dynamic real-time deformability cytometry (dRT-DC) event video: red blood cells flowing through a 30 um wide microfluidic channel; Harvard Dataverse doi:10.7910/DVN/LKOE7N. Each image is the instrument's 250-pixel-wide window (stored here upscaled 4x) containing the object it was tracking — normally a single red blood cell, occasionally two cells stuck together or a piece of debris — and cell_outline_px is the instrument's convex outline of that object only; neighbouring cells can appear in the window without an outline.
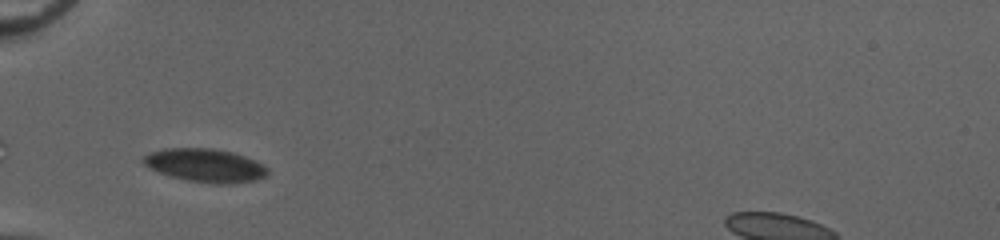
{"species": "common noctule bat (a hibernating species)", "species_latin": "Nyctalus noctula", "temperature_condition": "cold", "stored_images_in_passage": 29, "camera_frame_rate_fps": 3000, "um_per_image_px": 0.085, "animal": {"sex": "female", "body_mass_g": 20.0, "forearm_length_mm": 54.0}, "frame": {"image": 1, "passage_image": 1, "time_ms": 0.0, "image_size_px": [1000, 240], "cell_outline_px": [[268, 172], [264, 176], [252, 180], [224, 184], [216, 184], [188, 180], [172, 176], [160, 172], [144, 164], [140, 160], [148, 152], [164, 148], [212, 148], [232, 152], [244, 156], [268, 168]], "centroid_in_image_um": [17.39, 14.04], "position_along_channel_um": 67.6, "area_um2": 23.7}}
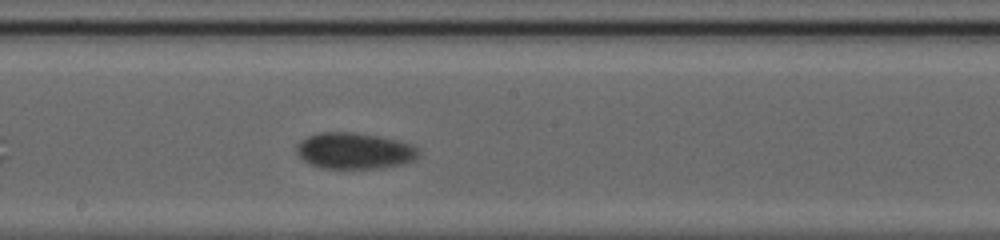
{"frame": {"image": 2, "passage_image": 14, "time_ms": 4.333, "image_size_px": [1000, 240], "cell_outline_px": [[420, 156], [416, 160], [404, 164], [376, 168], [320, 168], [304, 160], [296, 152], [296, 144], [300, 140], [308, 136], [320, 132], [352, 132], [376, 136], [396, 140], [412, 144], [420, 152]], "centroid_in_image_um": [30.14, 12.82], "position_along_channel_um": 218.1, "area_um2": 25.78}}
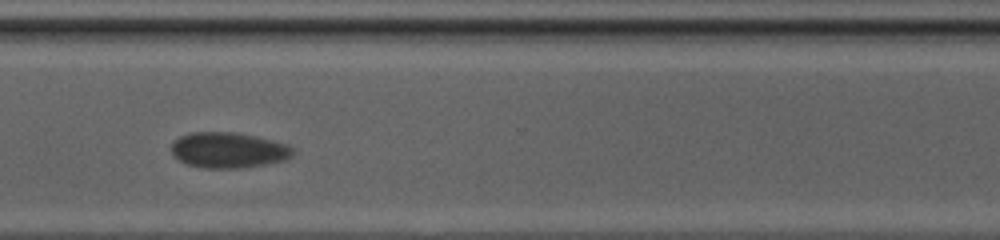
{"frame": {"image": 3, "passage_image": 25, "time_ms": 8.0, "image_size_px": [1000, 240], "cell_outline_px": [[292, 156], [284, 160], [268, 164], [244, 168], [204, 168], [188, 164], [180, 160], [172, 152], [172, 144], [180, 136], [192, 132], [232, 132], [256, 136], [288, 144], [292, 148]], "centroid_in_image_um": [19.44, 12.76], "position_along_channel_um": 351.2, "area_um2": 25.09}, "authors_computed_cell_mechanics": {"area_um2": 25.0274, "velocity_mm_per_s": 3.6268, "shape_relaxation_time_tau1_ms": 1.3827, "shape_relaxation_time_tau2_ms": null, "deformation_change_tau1": 0.038, "deformation_change_tau2": null}}